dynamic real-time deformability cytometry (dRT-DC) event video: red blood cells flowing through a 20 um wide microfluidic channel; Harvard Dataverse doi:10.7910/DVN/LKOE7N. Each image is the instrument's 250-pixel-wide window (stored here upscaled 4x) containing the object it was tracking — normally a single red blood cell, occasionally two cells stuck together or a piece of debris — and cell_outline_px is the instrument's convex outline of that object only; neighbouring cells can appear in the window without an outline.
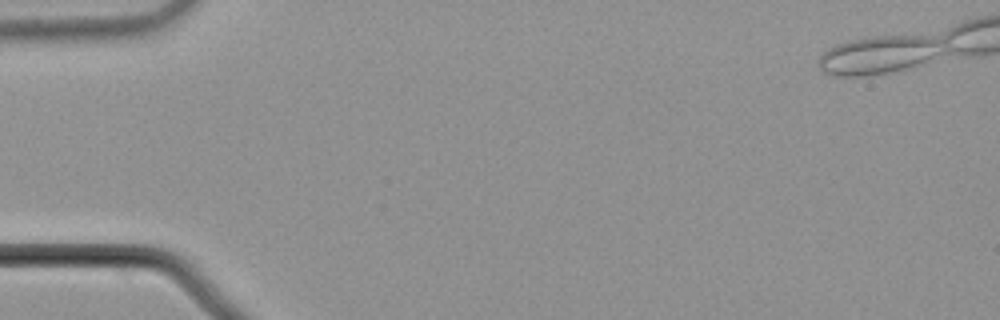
{"species": "common noctule bat (a hibernating species)", "species_latin": "Nyctalus noctula", "temperature_condition": "cold", "stored_images_in_passage": 45, "camera_frame_rate_fps": 3000, "um_per_image_px": 0.085, "animal": {"sex": "male", "body_mass_g": 21.5, "forearm_length_mm": 52.0}, "frame": {"image": 1, "passage_image": 2, "time_ms": 0.333, "image_size_px": [1000, 320], "cell_outline_px": [[924, 44], [920, 60], [896, 68], [880, 72], [832, 72], [824, 56], [828, 52], [836, 48], [848, 44], [864, 40], [924, 40]], "centroid_in_image_um": [74.32, 4.73], "position_along_channel_um": 10.7, "area_um2": 18.73}}
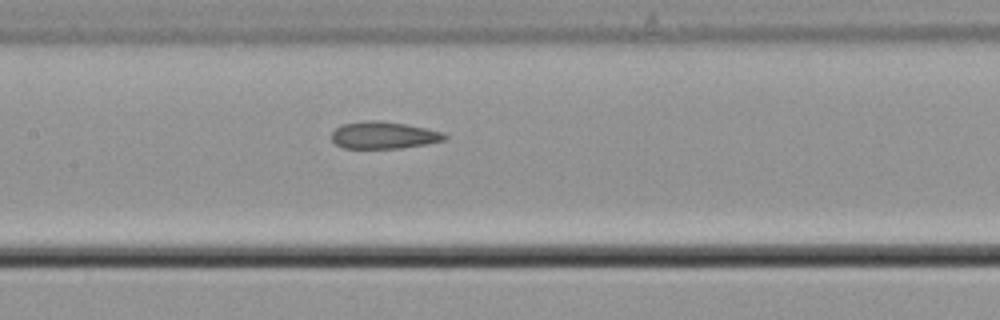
{"frame": {"image": 2, "passage_image": 26, "time_ms": 8.333, "image_size_px": [1000, 320], "cell_outline_px": [[444, 136], [440, 140], [420, 144], [392, 148], [344, 148], [336, 144], [332, 140], [332, 132], [336, 128], [344, 124], [400, 124], [440, 132]], "centroid_in_image_um": [32.48, 11.55], "position_along_channel_um": 174.9, "area_um2": 15.84}}
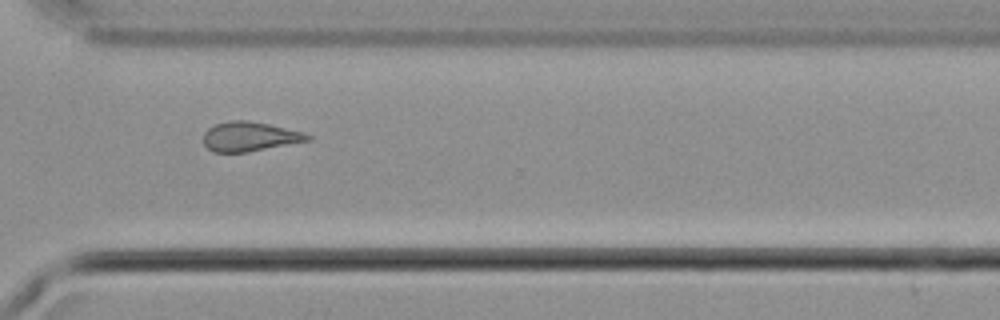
{"frame": {"image": 3, "passage_image": 40, "time_ms": 13.0, "image_size_px": [1000, 320], "cell_outline_px": [[312, 136], [308, 140], [244, 152], [216, 152], [208, 148], [204, 144], [204, 132], [208, 128], [216, 124], [236, 120], [244, 120], [268, 124], [300, 132]], "centroid_in_image_um": [21.15, 11.6], "position_along_channel_um": 349.4, "area_um2": 17.17}}